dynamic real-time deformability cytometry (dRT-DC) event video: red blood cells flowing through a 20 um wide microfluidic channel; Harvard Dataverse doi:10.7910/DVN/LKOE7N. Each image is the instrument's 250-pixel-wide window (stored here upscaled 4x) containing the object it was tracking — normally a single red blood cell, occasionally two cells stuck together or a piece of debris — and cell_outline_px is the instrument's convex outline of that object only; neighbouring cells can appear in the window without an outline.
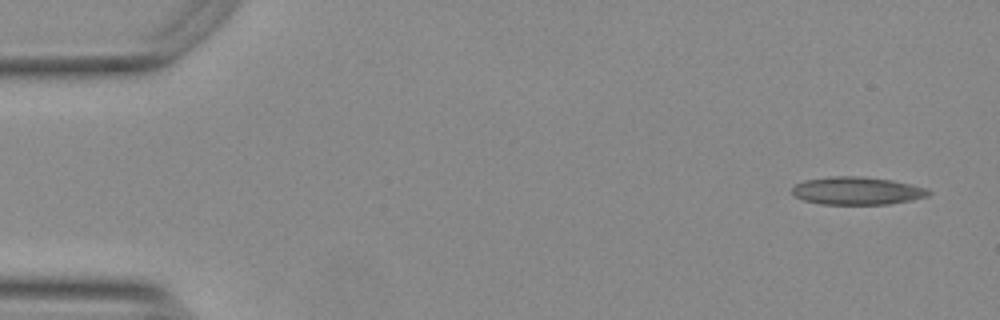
{"species": "Egyptian fruit bat (a non-hibernating species)", "species_latin": "Rousettus aegyptiacus", "temperature_condition": "warm", "stored_images_in_passage": 52, "camera_frame_rate_fps": 3000, "um_per_image_px": 0.085, "animal": {"sex": "female"}, "frame": {"image": 1, "passage_image": 1, "time_ms": 0.0, "image_size_px": [1000, 320], "cell_outline_px": [[932, 192], [928, 196], [912, 200], [888, 204], [820, 204], [804, 200], [796, 196], [792, 192], [792, 188], [796, 184], [804, 180], [836, 176], [860, 176], [892, 180], [912, 184], [928, 188]], "centroid_in_image_um": [72.89, 16.21], "position_along_channel_um": 12.1, "area_um2": 22.14}}
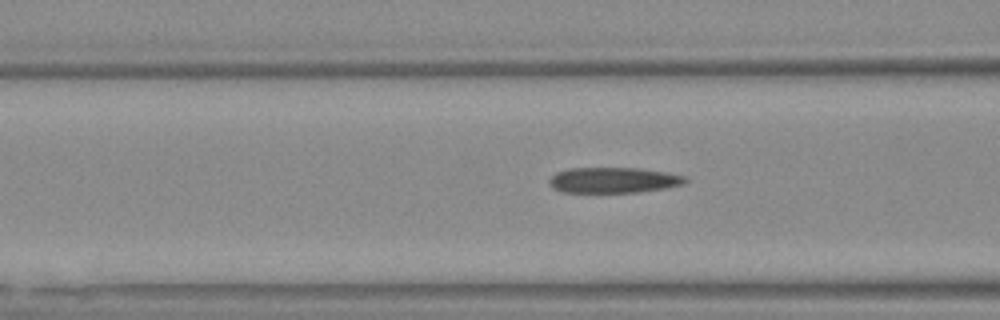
{"frame": {"image": 2, "passage_image": 19, "time_ms": 6.0, "image_size_px": [1000, 320], "cell_outline_px": [[688, 180], [684, 184], [664, 188], [636, 192], [564, 192], [556, 188], [548, 180], [556, 172], [568, 168], [640, 168], [668, 172], [684, 176]], "centroid_in_image_um": [52.18, 15.3], "position_along_channel_um": 114.4, "area_um2": 20.11}}
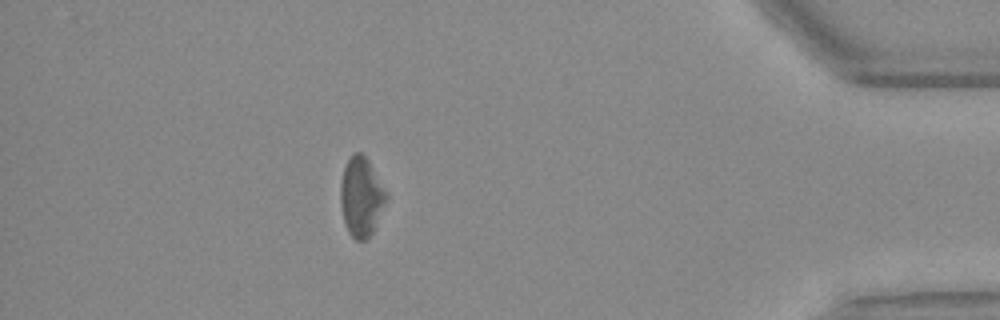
{"frame": {"image": 3, "passage_image": 46, "time_ms": 15.0, "image_size_px": [1000, 320], "cell_outline_px": [[388, 196], [372, 232], [364, 240], [356, 240], [348, 232], [344, 220], [340, 204], [340, 184], [344, 168], [352, 152], [360, 152], [368, 160], [388, 192]], "centroid_in_image_um": [30.7, 16.7], "position_along_channel_um": 404.5, "area_um2": 20.98}, "authors_computed_cell_mechanics": {"area_um2": 21.1837, "velocity_mm_per_s": 3.7488, "shape_relaxation_time_tau1_ms": 8.9202, "shape_relaxation_time_tau2_ms": 3.6931, "deformation_change_tau1": 0.1963, "deformation_change_tau2": 0.1465}}